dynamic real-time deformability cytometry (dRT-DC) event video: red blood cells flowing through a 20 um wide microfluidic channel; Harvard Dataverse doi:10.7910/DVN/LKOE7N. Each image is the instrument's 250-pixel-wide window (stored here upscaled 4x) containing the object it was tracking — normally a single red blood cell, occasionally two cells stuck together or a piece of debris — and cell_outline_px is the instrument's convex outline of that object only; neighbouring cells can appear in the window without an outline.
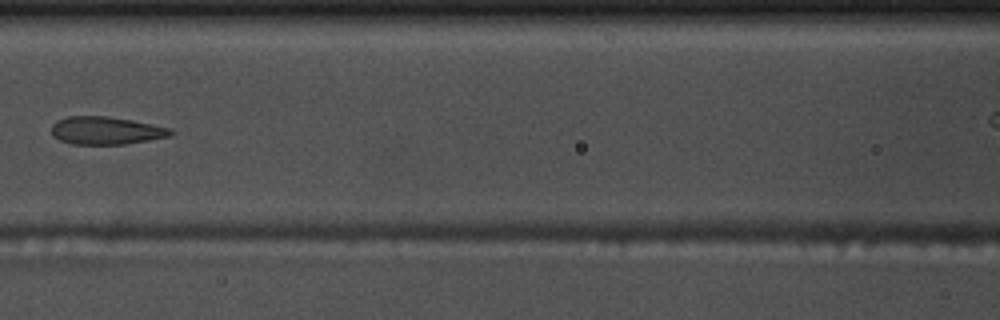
{"species": "common noctule bat (a hibernating species)", "species_latin": "Nyctalus noctula", "temperature_condition": "warm", "stored_images_in_passage": 7, "camera_frame_rate_fps": 3000, "um_per_image_px": 0.085, "animal": {"sex": "male", "body_mass_g": 17.5, "forearm_length_mm": 52.3}, "frame": {"image": 1, "passage_image": 6, "time_ms": 1.667, "image_size_px": [1000, 320], "cell_outline_px": [[176, 132], [172, 136], [124, 144], [72, 144], [60, 140], [52, 136], [52, 124], [56, 120], [68, 116], [104, 116], [132, 120], [172, 128]], "centroid_in_image_um": [9.03, 11.09], "position_along_channel_um": 157.6, "area_um2": 19.42}}